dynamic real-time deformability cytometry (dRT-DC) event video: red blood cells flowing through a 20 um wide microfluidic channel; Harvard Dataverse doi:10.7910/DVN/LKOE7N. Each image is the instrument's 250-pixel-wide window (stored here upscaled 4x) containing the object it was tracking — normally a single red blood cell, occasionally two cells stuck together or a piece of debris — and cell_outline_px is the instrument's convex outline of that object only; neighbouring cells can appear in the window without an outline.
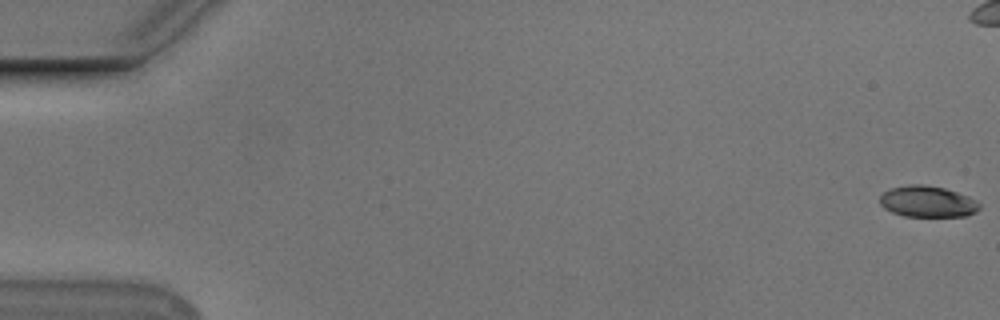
{"species": "Egyptian fruit bat (a non-hibernating species)", "species_latin": "Rousettus aegyptiacus", "temperature_condition": "cold", "stored_images_in_passage": 11, "camera_frame_rate_fps": 3000, "um_per_image_px": 0.085, "animal": {"sex": "male"}, "frame": {"image": 1, "passage_image": 1, "time_ms": 0.0, "image_size_px": [1000, 320], "cell_outline_px": [[980, 208], [976, 212], [964, 216], [904, 216], [892, 212], [884, 208], [880, 204], [880, 196], [884, 192], [892, 188], [908, 184], [924, 184], [944, 188], [968, 196], [976, 200], [980, 204]], "centroid_in_image_um": [78.84, 17.13], "position_along_channel_um": 6.2, "area_um2": 18.09}}